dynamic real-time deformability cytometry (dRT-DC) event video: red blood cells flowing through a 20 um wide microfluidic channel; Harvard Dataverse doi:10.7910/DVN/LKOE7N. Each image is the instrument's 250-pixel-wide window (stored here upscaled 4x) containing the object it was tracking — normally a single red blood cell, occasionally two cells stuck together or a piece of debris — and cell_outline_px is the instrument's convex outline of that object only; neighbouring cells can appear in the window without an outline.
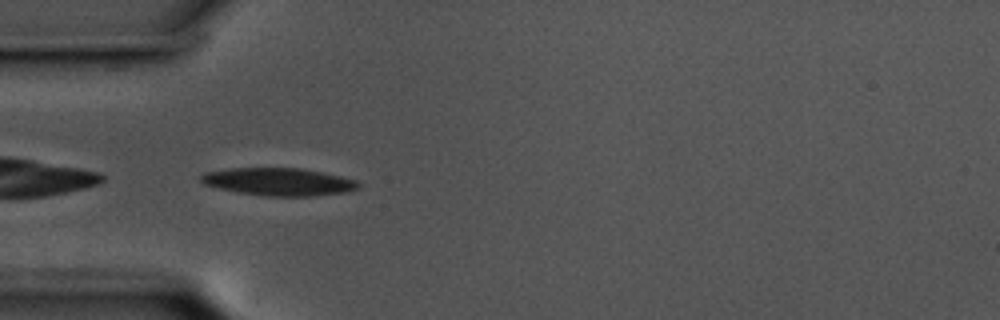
{"species": "common noctule bat (a hibernating species)", "species_latin": "Nyctalus noctula", "temperature_condition": "cold", "stored_images_in_passage": 40, "camera_frame_rate_fps": 3000, "um_per_image_px": 0.085, "animal": {"sex": "male", "body_mass_g": 17.5, "forearm_length_mm": 52.3}, "frame": {"image": 1, "passage_image": 1, "time_ms": 0.0, "image_size_px": [1000, 320], "cell_outline_px": [[360, 188], [348, 192], [308, 196], [264, 196], [240, 192], [220, 188], [204, 184], [200, 180], [200, 176], [204, 172], [228, 168], [300, 168], [340, 176], [356, 180], [360, 184]], "centroid_in_image_um": [23.69, 15.44], "position_along_channel_um": 61.3, "area_um2": 25.26}}
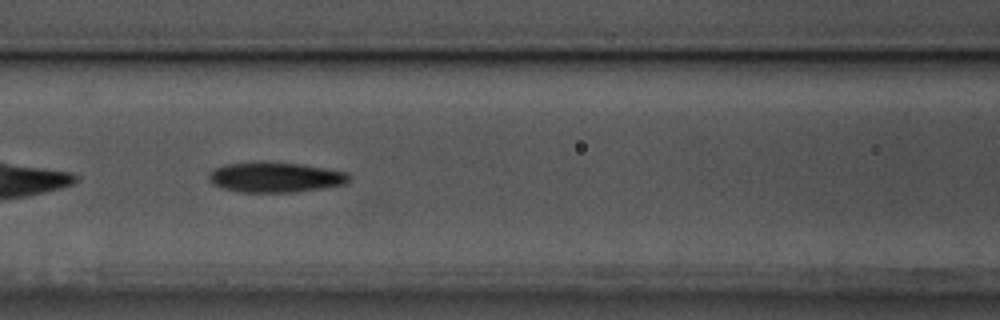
{"frame": {"image": 2, "passage_image": 8, "time_ms": 2.333, "image_size_px": [1000, 320], "cell_outline_px": [[352, 180], [344, 184], [296, 192], [240, 192], [224, 188], [212, 184], [208, 176], [216, 168], [228, 164], [300, 164], [348, 172], [352, 176]], "centroid_in_image_um": [23.49, 15.1], "position_along_channel_um": 143.1, "area_um2": 23.76}}
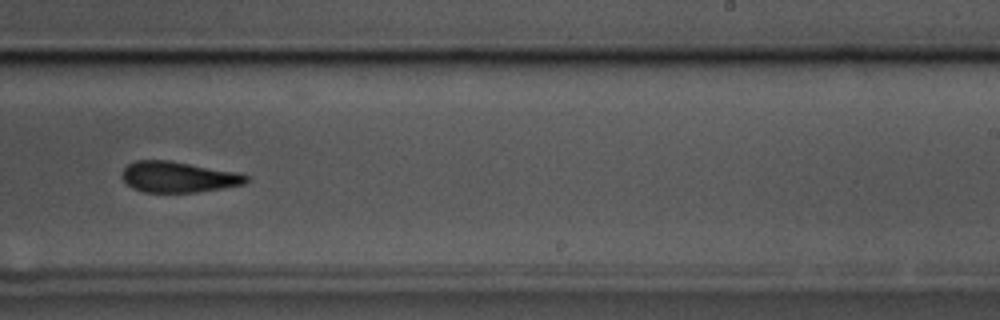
{"frame": {"image": 3, "passage_image": 19, "time_ms": 6.0, "image_size_px": [1000, 320], "cell_outline_px": [[248, 180], [244, 184], [196, 192], [144, 192], [132, 188], [120, 176], [120, 172], [128, 164], [136, 160], [168, 160], [240, 172], [248, 176]], "centroid_in_image_um": [15.13, 15.03], "position_along_channel_um": 273.9, "area_um2": 22.37}, "authors_computed_cell_mechanics": {"area_um2": 22.831, "velocity_mm_per_s": 3.5749, "shape_relaxation_time_tau1_ms": 7.4507, "shape_relaxation_time_tau2_ms": 7.4156, "deformation_change_tau1": 0.1763, "deformation_change_tau2": 0.1804}}